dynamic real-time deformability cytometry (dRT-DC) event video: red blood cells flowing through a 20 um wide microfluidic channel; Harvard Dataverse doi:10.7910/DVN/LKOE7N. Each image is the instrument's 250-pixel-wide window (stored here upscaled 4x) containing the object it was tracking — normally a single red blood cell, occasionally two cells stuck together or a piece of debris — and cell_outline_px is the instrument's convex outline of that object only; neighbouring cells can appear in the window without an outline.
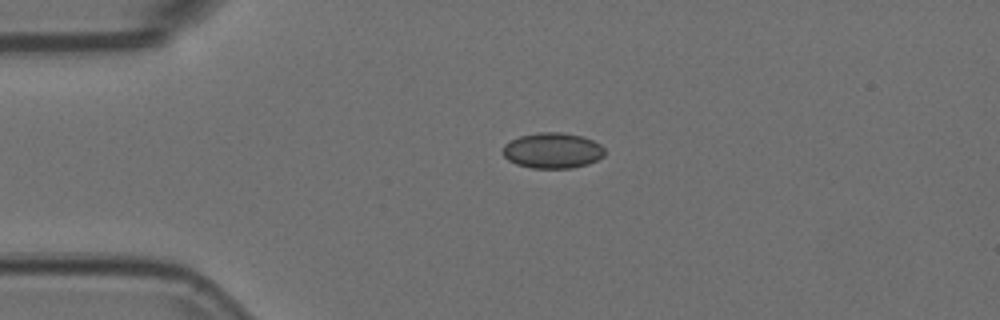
{"species": "Egyptian fruit bat (a non-hibernating species)", "species_latin": "Rousettus aegyptiacus", "temperature_condition": "room temperature", "stored_images_in_passage": 5, "camera_frame_rate_fps": 3000, "um_per_image_px": 0.085, "animal": {"sex": "female"}, "frame": {"image": 1, "passage_image": 1, "time_ms": 0.0, "image_size_px": [1000, 320], "cell_outline_px": [[604, 156], [588, 164], [572, 168], [532, 168], [516, 164], [508, 160], [500, 152], [504, 144], [520, 136], [536, 132], [560, 132], [580, 136], [592, 140], [600, 144], [604, 148]], "centroid_in_image_um": [46.93, 12.8], "position_along_channel_um": 38.1, "area_um2": 21.21}}